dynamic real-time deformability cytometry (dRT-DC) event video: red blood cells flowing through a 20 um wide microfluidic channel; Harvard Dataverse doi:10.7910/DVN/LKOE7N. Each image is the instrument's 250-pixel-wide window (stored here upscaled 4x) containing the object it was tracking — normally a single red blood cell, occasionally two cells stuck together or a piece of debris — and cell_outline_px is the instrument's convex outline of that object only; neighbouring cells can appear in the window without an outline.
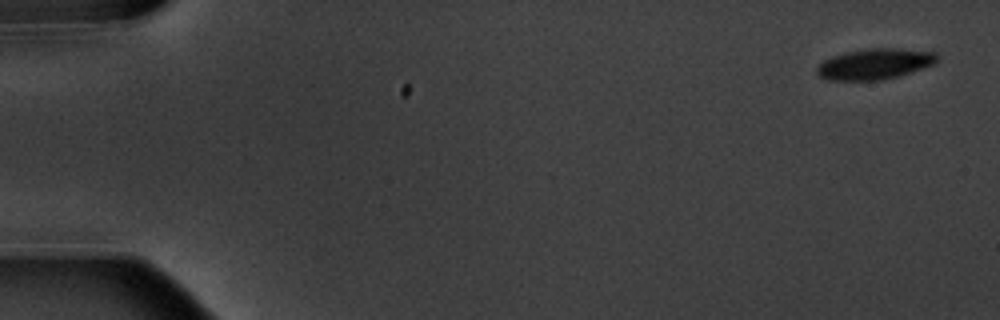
{"species": "common noctule bat (a hibernating species)", "species_latin": "Nyctalus noctula", "temperature_condition": "warm", "stored_images_in_passage": 7, "camera_frame_rate_fps": 3000, "um_per_image_px": 0.085, "animal": {"sex": "male", "body_mass_g": 20.1, "forearm_length_mm": 53.5}, "frame": {"image": 1, "passage_image": 1, "time_ms": 0.0, "image_size_px": [1000, 320], "cell_outline_px": [[940, 56], [936, 64], [900, 76], [884, 80], [828, 80], [820, 76], [816, 72], [816, 68], [824, 60], [832, 56], [848, 52], [868, 48], [896, 48], [936, 52]], "centroid_in_image_um": [74.42, 5.44], "position_along_channel_um": 10.6, "area_um2": 21.73}}
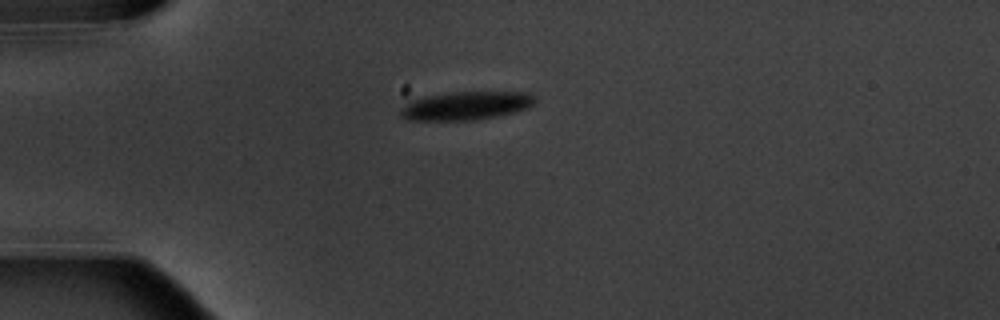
{"frame": {"image": 2, "passage_image": 4, "time_ms": 4.333, "image_size_px": [1000, 320], "cell_outline_px": [[536, 100], [528, 108], [496, 116], [476, 120], [408, 120], [400, 116], [400, 108], [412, 96], [452, 92], [532, 92], [536, 96]], "centroid_in_image_um": [39.52, 8.96], "position_along_channel_um": 45.5, "area_um2": 22.83}}
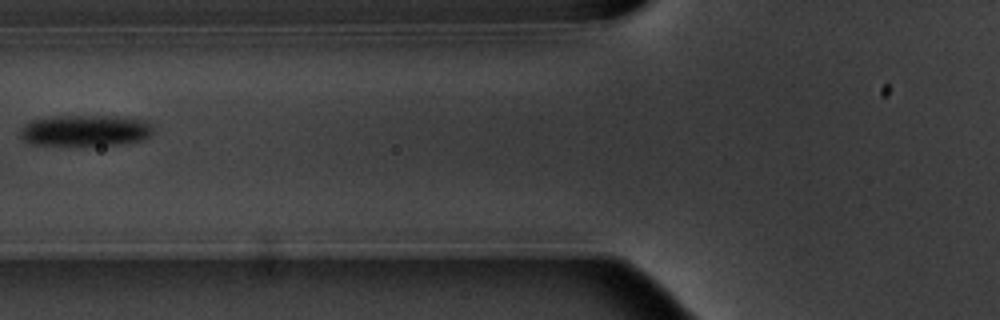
{"frame": {"image": 3, "passage_image": 6, "time_ms": 7.0, "image_size_px": [1000, 320], "cell_outline_px": [[152, 132], [144, 140], [120, 144], [32, 144], [24, 140], [20, 136], [20, 132], [32, 120], [52, 116], [108, 116], [144, 120], [152, 124]], "centroid_in_image_um": [7.28, 11.08], "position_along_channel_um": 118.5, "area_um2": 23.58}}